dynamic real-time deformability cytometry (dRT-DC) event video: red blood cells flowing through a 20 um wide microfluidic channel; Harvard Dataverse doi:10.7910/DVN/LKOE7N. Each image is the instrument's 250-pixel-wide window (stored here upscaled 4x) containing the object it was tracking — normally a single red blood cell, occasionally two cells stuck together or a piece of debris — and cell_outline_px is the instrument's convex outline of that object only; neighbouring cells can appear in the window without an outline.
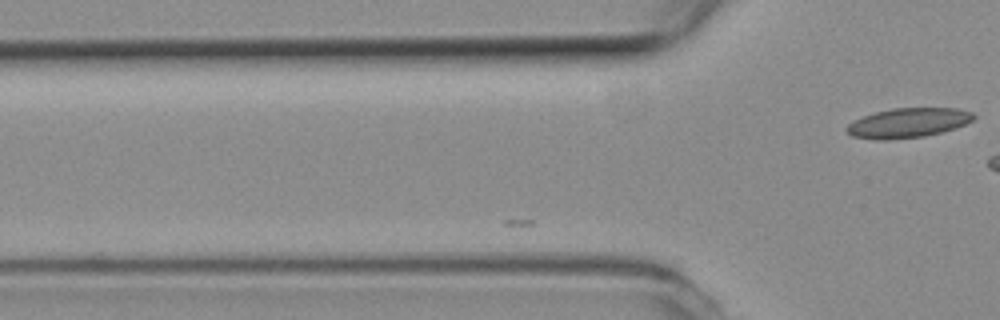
{"species": "common noctule bat (a hibernating species)", "species_latin": "Nyctalus noctula", "temperature_condition": "room temperature", "stored_images_in_passage": 7, "camera_frame_rate_fps": 3000, "um_per_image_px": 0.085, "animal": {"sex": "female", "body_mass_g": 19.3, "forearm_length_mm": 54.1}, "frame": {"image": 1, "passage_image": 7, "time_ms": 2.0, "image_size_px": [1000, 320], "cell_outline_px": [[976, 116], [972, 120], [964, 124], [940, 132], [924, 136], [888, 140], [876, 140], [852, 136], [844, 128], [852, 120], [876, 112], [892, 108], [956, 108], [972, 112]], "centroid_in_image_um": [77.13, 10.44], "position_along_channel_um": 48.7, "area_um2": 21.79}}